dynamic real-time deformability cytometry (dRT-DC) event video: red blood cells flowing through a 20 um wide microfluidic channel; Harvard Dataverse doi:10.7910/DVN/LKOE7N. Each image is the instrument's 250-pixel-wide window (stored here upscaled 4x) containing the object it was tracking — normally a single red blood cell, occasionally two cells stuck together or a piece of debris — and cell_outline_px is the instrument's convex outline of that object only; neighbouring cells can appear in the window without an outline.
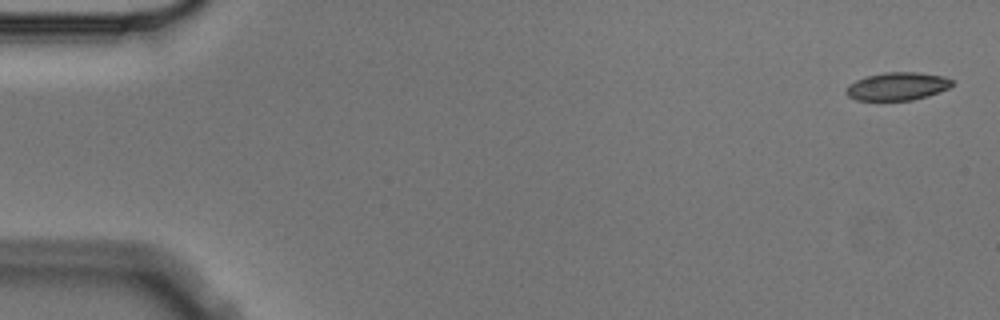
{"species": "Egyptian fruit bat (a non-hibernating species)", "species_latin": "Rousettus aegyptiacus", "temperature_condition": "cold", "stored_images_in_passage": 5, "camera_frame_rate_fps": 3000, "um_per_image_px": 0.085, "animal": {"sex": "male"}, "frame": {"image": 1, "passage_image": 1, "time_ms": 0.0, "image_size_px": [1000, 320], "cell_outline_px": [[952, 84], [948, 88], [940, 92], [928, 96], [912, 100], [856, 100], [848, 96], [844, 92], [848, 84], [856, 80], [868, 76], [884, 72], [920, 72], [944, 76], [952, 80]], "centroid_in_image_um": [76.27, 7.33], "position_along_channel_um": 8.7, "area_um2": 17.34}}
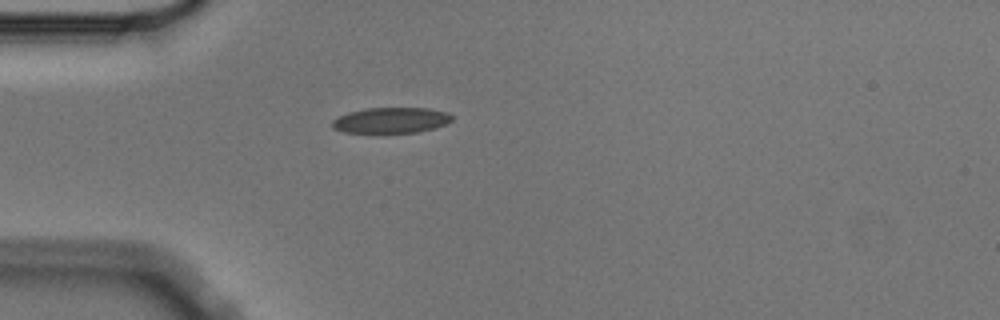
{"frame": {"image": 2, "passage_image": 5, "time_ms": 1.333, "image_size_px": [1000, 320], "cell_outline_px": [[452, 120], [448, 124], [436, 128], [416, 132], [344, 132], [332, 128], [332, 120], [336, 116], [348, 112], [368, 108], [428, 108], [448, 112], [452, 116]], "centroid_in_image_um": [33.25, 10.21], "position_along_channel_um": 51.7, "area_um2": 17.98}}